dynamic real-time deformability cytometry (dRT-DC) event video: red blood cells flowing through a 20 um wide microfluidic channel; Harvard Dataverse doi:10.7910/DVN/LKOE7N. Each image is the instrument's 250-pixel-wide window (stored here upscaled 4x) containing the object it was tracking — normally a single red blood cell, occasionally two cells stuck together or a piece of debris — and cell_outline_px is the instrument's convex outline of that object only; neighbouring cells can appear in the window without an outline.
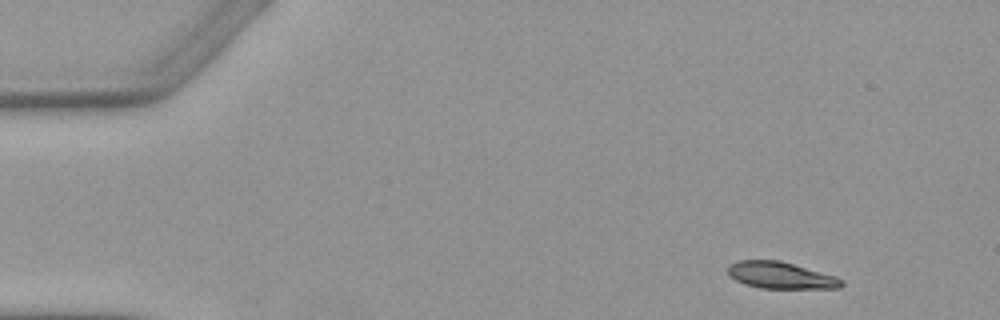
{"species": "Egyptian fruit bat (a non-hibernating species)", "species_latin": "Rousettus aegyptiacus", "temperature_condition": "warm", "stored_images_in_passage": 4, "camera_frame_rate_fps": 3000, "um_per_image_px": 0.085, "animal": {"sex": "female"}, "frame": {"image": 1, "passage_image": 1, "time_ms": 0.0, "image_size_px": [1000, 320], "cell_outline_px": [[844, 284], [840, 288], [760, 288], [744, 284], [736, 280], [728, 272], [728, 264], [740, 260], [780, 260], [836, 276], [844, 280]], "centroid_in_image_um": [66.38, 23.4], "position_along_channel_um": 18.6, "area_um2": 17.69}}
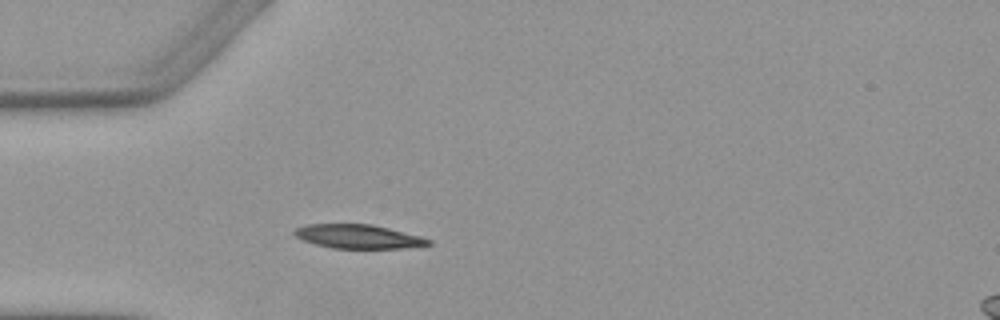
{"frame": {"image": 2, "passage_image": 4, "time_ms": 3.333, "image_size_px": [1000, 320], "cell_outline_px": [[432, 244], [400, 248], [332, 248], [316, 244], [304, 240], [296, 236], [292, 232], [296, 228], [304, 224], [372, 224], [420, 236], [432, 240]], "centroid_in_image_um": [30.43, 20.09], "position_along_channel_um": 54.6, "area_um2": 18.5}}